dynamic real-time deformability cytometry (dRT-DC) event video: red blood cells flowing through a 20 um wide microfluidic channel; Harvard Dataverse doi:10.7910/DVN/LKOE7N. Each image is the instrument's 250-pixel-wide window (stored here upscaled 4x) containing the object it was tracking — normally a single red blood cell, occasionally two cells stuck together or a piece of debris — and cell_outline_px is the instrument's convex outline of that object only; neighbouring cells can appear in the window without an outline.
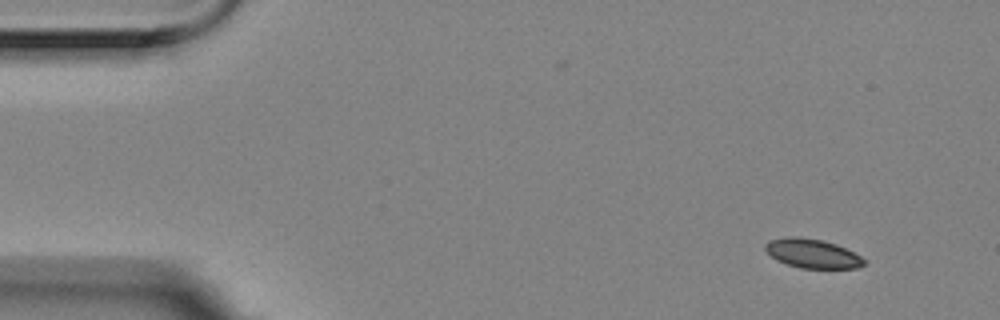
{"species": "Egyptian fruit bat (a non-hibernating species)", "species_latin": "Rousettus aegyptiacus", "temperature_condition": "room temperature", "stored_images_in_passage": 2, "camera_frame_rate_fps": 3000, "um_per_image_px": 0.085, "animal": {"sex": "female"}, "frame": {"image": 1, "passage_image": 2, "time_ms": 0.333, "image_size_px": [1000, 320], "cell_outline_px": [[864, 264], [856, 268], [800, 268], [776, 260], [764, 248], [764, 244], [768, 240], [788, 236], [800, 236], [820, 240], [836, 244], [860, 256], [864, 260]], "centroid_in_image_um": [69.0, 21.53], "position_along_channel_um": 16.0, "area_um2": 16.59}}